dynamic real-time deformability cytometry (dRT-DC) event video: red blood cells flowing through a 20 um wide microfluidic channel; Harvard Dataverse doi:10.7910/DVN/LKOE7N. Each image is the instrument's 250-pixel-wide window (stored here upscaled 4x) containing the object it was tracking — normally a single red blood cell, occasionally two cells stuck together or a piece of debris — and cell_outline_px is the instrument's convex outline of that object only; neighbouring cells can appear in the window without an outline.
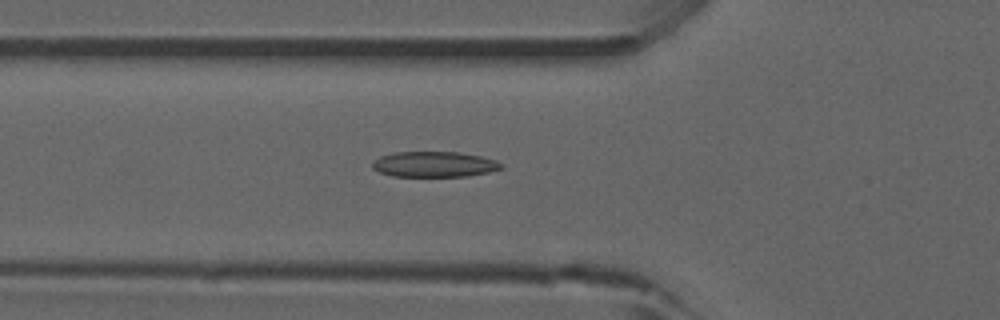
{"species": "common noctule bat (a hibernating species)", "species_latin": "Nyctalus noctula", "temperature_condition": "room temperature", "stored_images_in_passage": 49, "camera_frame_rate_fps": 3000, "um_per_image_px": 0.085, "animal": {"sex": "male", "forearm_length_mm": 52.5}, "frame": {"image": 1, "passage_image": 15, "time_ms": 4.667, "image_size_px": [1000, 320], "cell_outline_px": [[504, 168], [488, 172], [468, 176], [392, 176], [380, 172], [372, 168], [372, 164], [380, 156], [392, 152], [456, 152], [480, 156], [496, 160], [504, 164]], "centroid_in_image_um": [36.93, 13.96], "position_along_channel_um": 88.9, "area_um2": 19.13}}